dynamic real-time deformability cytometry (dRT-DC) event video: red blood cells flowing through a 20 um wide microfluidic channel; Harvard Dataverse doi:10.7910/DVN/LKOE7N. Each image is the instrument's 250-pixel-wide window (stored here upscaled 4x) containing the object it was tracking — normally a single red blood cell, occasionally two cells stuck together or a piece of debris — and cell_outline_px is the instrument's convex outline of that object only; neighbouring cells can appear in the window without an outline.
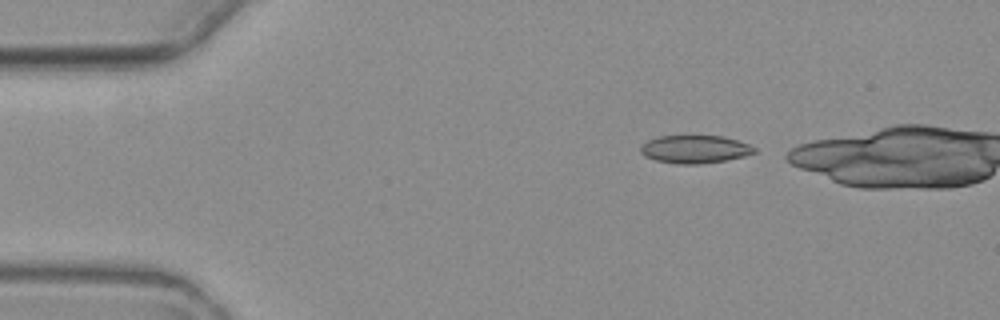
{"species": "common noctule bat (a hibernating species)", "species_latin": "Nyctalus noctula", "temperature_condition": "warm", "stored_images_in_passage": 3, "camera_frame_rate_fps": 3000, "um_per_image_px": 0.085, "animal": {"sex": "female", "body_mass_g": 19.3, "forearm_length_mm": 54.1}, "frame": {"image": 1, "passage_image": 1, "time_ms": 0.0, "image_size_px": [1000, 320], "cell_outline_px": [[756, 152], [744, 156], [728, 160], [700, 164], [680, 164], [656, 160], [644, 156], [640, 152], [640, 144], [648, 140], [660, 136], [720, 136], [736, 140], [748, 144], [756, 148]], "centroid_in_image_um": [59.04, 12.69], "position_along_channel_um": 26.0, "area_um2": 18.5}}